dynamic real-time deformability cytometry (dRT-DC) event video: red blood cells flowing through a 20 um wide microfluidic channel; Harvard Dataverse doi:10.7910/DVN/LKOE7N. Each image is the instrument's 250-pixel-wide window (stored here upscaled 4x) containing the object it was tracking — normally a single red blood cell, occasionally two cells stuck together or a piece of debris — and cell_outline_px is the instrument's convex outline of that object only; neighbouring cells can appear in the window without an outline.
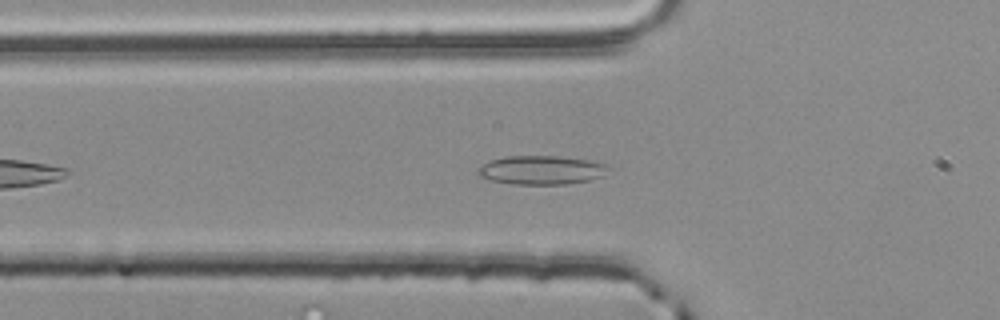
{"species": "common noctule bat (a hibernating species)", "species_latin": "Nyctalus noctula", "temperature_condition": "room temperature", "stored_images_in_passage": 28, "camera_frame_rate_fps": 3000, "um_per_image_px": 0.085, "animal": {"sex": "male", "body_mass_g": 20.4}, "frame": {"image": 1, "passage_image": 7, "time_ms": 2.0, "image_size_px": [1000, 320], "cell_outline_px": [[612, 168], [604, 176], [592, 180], [564, 184], [512, 184], [492, 180], [480, 176], [476, 172], [484, 164], [492, 160], [504, 156], [560, 156], [588, 160], [612, 164]], "centroid_in_image_um": [46.14, 14.45], "position_along_channel_um": 79.7, "area_um2": 22.14}}
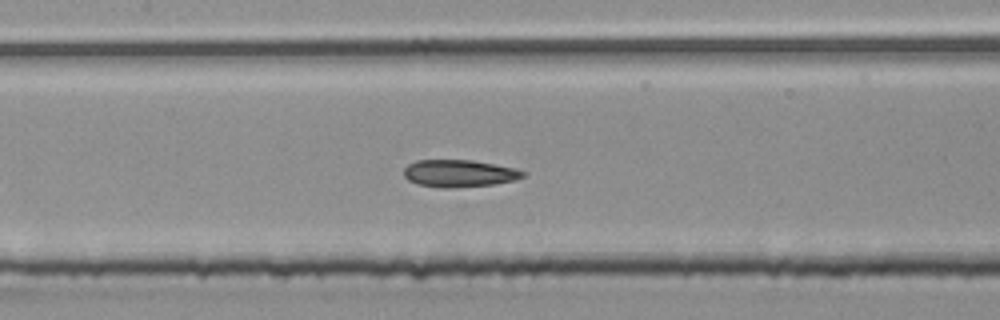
{"frame": {"image": 2, "passage_image": 14, "time_ms": 4.333, "image_size_px": [1000, 320], "cell_outline_px": [[528, 176], [516, 180], [492, 184], [452, 188], [440, 188], [416, 184], [408, 180], [404, 176], [404, 168], [408, 164], [416, 160], [472, 160], [516, 168], [528, 172]], "centroid_in_image_um": [39.06, 14.74], "position_along_channel_um": 168.3, "area_um2": 19.19}}
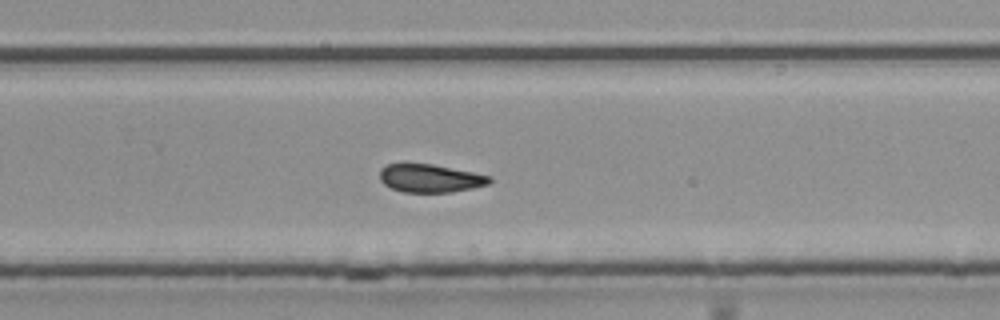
{"frame": {"image": 3, "passage_image": 24, "time_ms": 7.667, "image_size_px": [1000, 320], "cell_outline_px": [[492, 180], [488, 184], [472, 188], [452, 192], [404, 192], [392, 188], [384, 184], [380, 180], [380, 168], [388, 164], [432, 164], [492, 176]], "centroid_in_image_um": [36.57, 15.15], "position_along_channel_um": 293.2, "area_um2": 17.86}}